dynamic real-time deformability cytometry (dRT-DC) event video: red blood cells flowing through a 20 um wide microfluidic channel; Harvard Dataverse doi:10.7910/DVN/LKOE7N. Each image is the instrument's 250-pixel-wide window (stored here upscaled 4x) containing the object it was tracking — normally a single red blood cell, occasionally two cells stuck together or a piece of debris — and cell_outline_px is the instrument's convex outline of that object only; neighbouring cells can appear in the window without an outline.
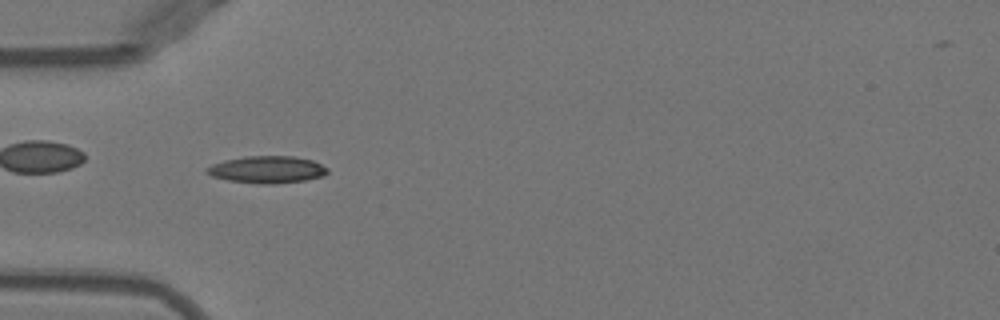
{"species": "Egyptian fruit bat (a non-hibernating species)", "species_latin": "Rousettus aegyptiacus", "temperature_condition": "warm", "stored_images_in_passage": 52, "camera_frame_rate_fps": 3000, "um_per_image_px": 0.085, "animal": {"sex": "female"}, "frame": {"image": 1, "passage_image": 17, "time_ms": 5.333, "image_size_px": [1000, 320], "cell_outline_px": [[328, 172], [324, 176], [304, 180], [276, 184], [260, 184], [228, 180], [212, 176], [204, 172], [204, 168], [212, 164], [224, 160], [244, 156], [292, 156], [312, 160], [328, 168]], "centroid_in_image_um": [22.67, 14.41], "position_along_channel_um": 62.3, "area_um2": 19.19}}
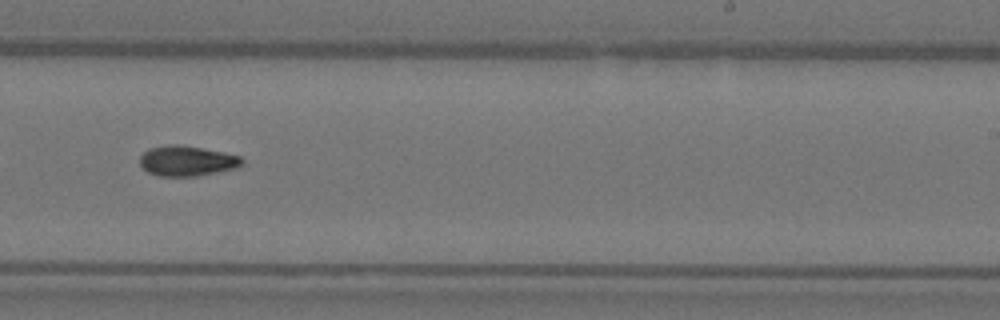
{"frame": {"image": 2, "passage_image": 33, "time_ms": 10.667, "image_size_px": [1000, 320], "cell_outline_px": [[244, 164], [236, 168], [196, 176], [156, 176], [148, 172], [140, 164], [140, 156], [148, 148], [168, 144], [172, 144], [200, 148], [224, 152], [240, 156], [244, 160]], "centroid_in_image_um": [15.89, 13.68], "position_along_channel_um": 273.1, "area_um2": 17.98}}
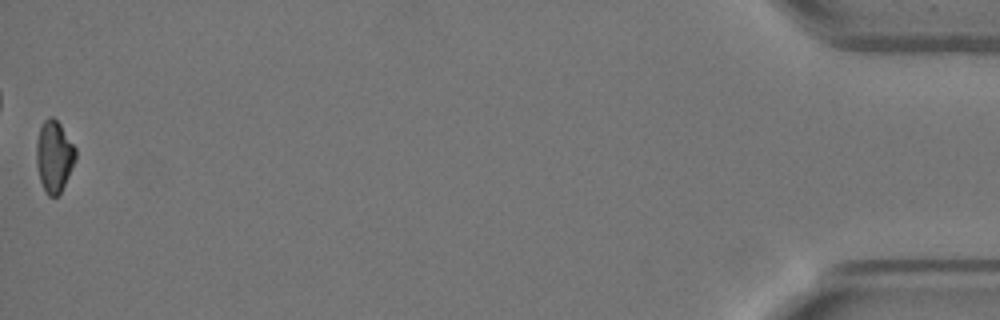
{"frame": {"image": 3, "passage_image": 52, "time_ms": 17.0, "image_size_px": [1000, 320], "cell_outline_px": [[76, 160], [60, 192], [56, 196], [48, 196], [40, 180], [36, 164], [36, 140], [40, 128], [44, 120], [48, 116], [52, 116], [60, 124], [76, 148]], "centroid_in_image_um": [4.59, 13.26], "position_along_channel_um": 430.6, "area_um2": 16.24}}